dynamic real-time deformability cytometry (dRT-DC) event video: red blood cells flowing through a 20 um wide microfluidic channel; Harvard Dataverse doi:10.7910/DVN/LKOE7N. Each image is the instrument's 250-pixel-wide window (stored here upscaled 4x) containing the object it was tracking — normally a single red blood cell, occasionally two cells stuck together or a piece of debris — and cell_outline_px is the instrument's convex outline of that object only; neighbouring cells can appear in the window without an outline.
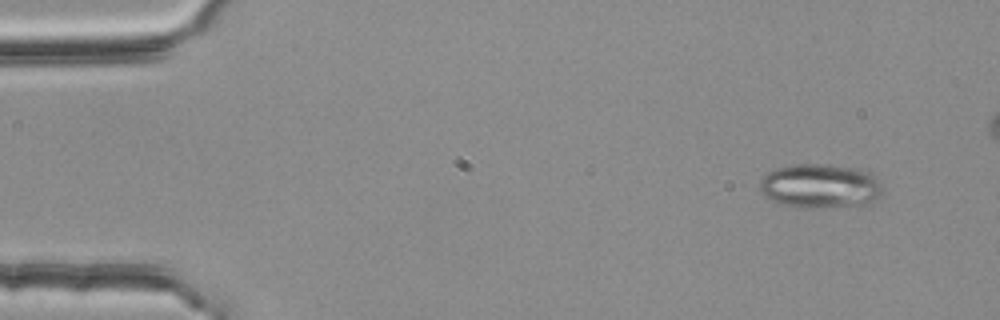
{"species": "common noctule bat (a hibernating species)", "species_latin": "Nyctalus noctula", "temperature_condition": "room temperature", "stored_images_in_passage": 52, "segment_of_instrument_passage": [1, 2], "camera_frame_rate_fps": 3000, "um_per_image_px": 0.085, "animal": {"sex": "female", "body_mass_g": 25.1}, "frame": {"image": 1, "passage_image": 1, "time_ms": 0.0, "image_size_px": [1000, 320], "cell_outline_px": [[880, 196], [864, 204], [800, 208], [764, 196], [760, 192], [760, 180], [768, 172], [776, 168], [796, 164], [824, 164], [860, 168], [872, 172], [876, 176], [880, 184]], "centroid_in_image_um": [69.72, 15.77], "position_along_channel_um": 15.3, "area_um2": 31.21}}
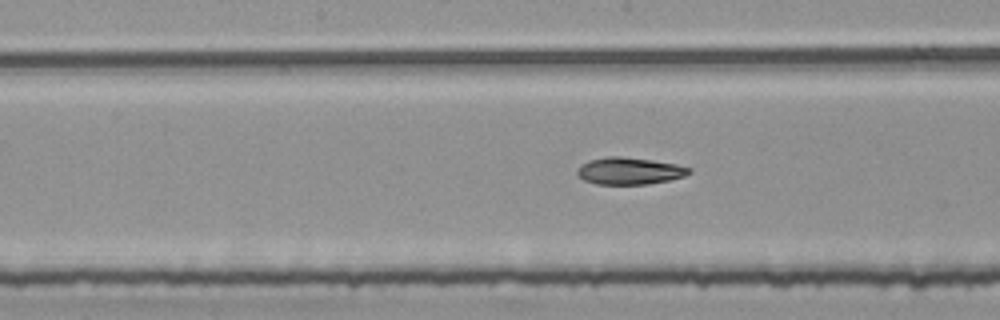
{"frame": {"image": 2, "passage_image": 24, "time_ms": 7.667, "image_size_px": [1000, 320], "cell_outline_px": [[692, 172], [684, 176], [668, 180], [648, 184], [596, 184], [584, 180], [576, 172], [576, 168], [580, 164], [588, 160], [608, 156], [620, 156], [652, 160], [676, 164], [692, 168]], "centroid_in_image_um": [53.48, 14.52], "position_along_channel_um": 194.7, "area_um2": 17.69}}
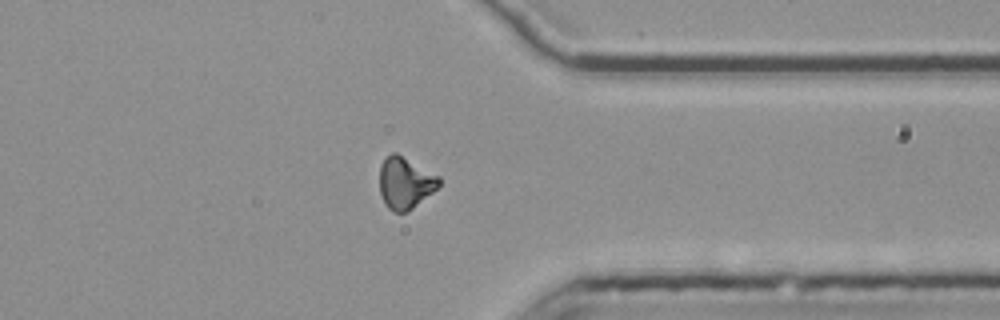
{"frame": {"image": 3, "passage_image": 39, "time_ms": 12.667, "image_size_px": [1000, 320], "cell_outline_px": [[440, 184], [432, 192], [408, 212], [392, 212], [384, 204], [380, 192], [380, 164], [392, 152], [396, 152], [440, 176]], "centroid_in_image_um": [34.43, 15.55], "position_along_channel_um": 377.0, "area_um2": 17.92}}